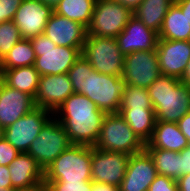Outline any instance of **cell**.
<instances>
[{"label": "cell", "instance_id": "6da1fadb", "mask_svg": "<svg viewBox=\"0 0 190 191\" xmlns=\"http://www.w3.org/2000/svg\"><path fill=\"white\" fill-rule=\"evenodd\" d=\"M67 75L74 93L85 95L106 114L119 112L124 85L121 76L98 73L83 56L73 64Z\"/></svg>", "mask_w": 190, "mask_h": 191}, {"label": "cell", "instance_id": "7a4b0ae2", "mask_svg": "<svg viewBox=\"0 0 190 191\" xmlns=\"http://www.w3.org/2000/svg\"><path fill=\"white\" fill-rule=\"evenodd\" d=\"M54 113L62 115L61 118L58 115V121L63 125L71 144L95 146L106 113L89 98L73 93Z\"/></svg>", "mask_w": 190, "mask_h": 191}, {"label": "cell", "instance_id": "3957f363", "mask_svg": "<svg viewBox=\"0 0 190 191\" xmlns=\"http://www.w3.org/2000/svg\"><path fill=\"white\" fill-rule=\"evenodd\" d=\"M147 90L157 121L177 123L190 112V86L180 79L160 75Z\"/></svg>", "mask_w": 190, "mask_h": 191}, {"label": "cell", "instance_id": "277c9868", "mask_svg": "<svg viewBox=\"0 0 190 191\" xmlns=\"http://www.w3.org/2000/svg\"><path fill=\"white\" fill-rule=\"evenodd\" d=\"M92 146L71 144L44 171V181H92Z\"/></svg>", "mask_w": 190, "mask_h": 191}, {"label": "cell", "instance_id": "5b68a950", "mask_svg": "<svg viewBox=\"0 0 190 191\" xmlns=\"http://www.w3.org/2000/svg\"><path fill=\"white\" fill-rule=\"evenodd\" d=\"M30 41L36 55L33 66L40 76L67 73L82 56V48L57 46L44 34L35 36Z\"/></svg>", "mask_w": 190, "mask_h": 191}, {"label": "cell", "instance_id": "8992f818", "mask_svg": "<svg viewBox=\"0 0 190 191\" xmlns=\"http://www.w3.org/2000/svg\"><path fill=\"white\" fill-rule=\"evenodd\" d=\"M145 145L118 112L104 116L94 147L132 155L145 150Z\"/></svg>", "mask_w": 190, "mask_h": 191}, {"label": "cell", "instance_id": "52a82bcc", "mask_svg": "<svg viewBox=\"0 0 190 191\" xmlns=\"http://www.w3.org/2000/svg\"><path fill=\"white\" fill-rule=\"evenodd\" d=\"M81 55L101 74L122 76L125 56L114 37L88 36Z\"/></svg>", "mask_w": 190, "mask_h": 191}, {"label": "cell", "instance_id": "ba28073f", "mask_svg": "<svg viewBox=\"0 0 190 191\" xmlns=\"http://www.w3.org/2000/svg\"><path fill=\"white\" fill-rule=\"evenodd\" d=\"M132 16L133 12L120 2L97 0L91 23L87 27V34L88 36L116 38Z\"/></svg>", "mask_w": 190, "mask_h": 191}, {"label": "cell", "instance_id": "9c48e42d", "mask_svg": "<svg viewBox=\"0 0 190 191\" xmlns=\"http://www.w3.org/2000/svg\"><path fill=\"white\" fill-rule=\"evenodd\" d=\"M71 145L63 125L55 119H50L37 138L32 142L27 153L37 164L45 169Z\"/></svg>", "mask_w": 190, "mask_h": 191}, {"label": "cell", "instance_id": "30bf717a", "mask_svg": "<svg viewBox=\"0 0 190 191\" xmlns=\"http://www.w3.org/2000/svg\"><path fill=\"white\" fill-rule=\"evenodd\" d=\"M52 111L35 107L28 114L4 129V138L20 153H27L41 129L51 119Z\"/></svg>", "mask_w": 190, "mask_h": 191}, {"label": "cell", "instance_id": "8fae6325", "mask_svg": "<svg viewBox=\"0 0 190 191\" xmlns=\"http://www.w3.org/2000/svg\"><path fill=\"white\" fill-rule=\"evenodd\" d=\"M160 75L156 51H137L125 55L121 76L124 84L148 88Z\"/></svg>", "mask_w": 190, "mask_h": 191}, {"label": "cell", "instance_id": "7c38bea8", "mask_svg": "<svg viewBox=\"0 0 190 191\" xmlns=\"http://www.w3.org/2000/svg\"><path fill=\"white\" fill-rule=\"evenodd\" d=\"M130 155L92 147L91 178L93 182L120 187Z\"/></svg>", "mask_w": 190, "mask_h": 191}, {"label": "cell", "instance_id": "4fadbf2b", "mask_svg": "<svg viewBox=\"0 0 190 191\" xmlns=\"http://www.w3.org/2000/svg\"><path fill=\"white\" fill-rule=\"evenodd\" d=\"M53 12L51 6L38 0H23L12 21L18 27L22 39H31L44 33Z\"/></svg>", "mask_w": 190, "mask_h": 191}, {"label": "cell", "instance_id": "5bb4252c", "mask_svg": "<svg viewBox=\"0 0 190 191\" xmlns=\"http://www.w3.org/2000/svg\"><path fill=\"white\" fill-rule=\"evenodd\" d=\"M74 93L72 83L67 75H42L39 78L36 96V107L54 112Z\"/></svg>", "mask_w": 190, "mask_h": 191}, {"label": "cell", "instance_id": "9a60e30c", "mask_svg": "<svg viewBox=\"0 0 190 191\" xmlns=\"http://www.w3.org/2000/svg\"><path fill=\"white\" fill-rule=\"evenodd\" d=\"M156 52L161 75L181 80L190 59V42L158 39Z\"/></svg>", "mask_w": 190, "mask_h": 191}, {"label": "cell", "instance_id": "2e32d148", "mask_svg": "<svg viewBox=\"0 0 190 191\" xmlns=\"http://www.w3.org/2000/svg\"><path fill=\"white\" fill-rule=\"evenodd\" d=\"M157 175L154 161L146 150L132 154L119 191H148Z\"/></svg>", "mask_w": 190, "mask_h": 191}, {"label": "cell", "instance_id": "e0dca14e", "mask_svg": "<svg viewBox=\"0 0 190 191\" xmlns=\"http://www.w3.org/2000/svg\"><path fill=\"white\" fill-rule=\"evenodd\" d=\"M158 39V33L134 15L116 37L118 47L124 56L137 51H156Z\"/></svg>", "mask_w": 190, "mask_h": 191}, {"label": "cell", "instance_id": "ac0fdd59", "mask_svg": "<svg viewBox=\"0 0 190 191\" xmlns=\"http://www.w3.org/2000/svg\"><path fill=\"white\" fill-rule=\"evenodd\" d=\"M43 34L57 46L73 48H83L88 35L84 25L54 12L49 18Z\"/></svg>", "mask_w": 190, "mask_h": 191}, {"label": "cell", "instance_id": "d6986e66", "mask_svg": "<svg viewBox=\"0 0 190 191\" xmlns=\"http://www.w3.org/2000/svg\"><path fill=\"white\" fill-rule=\"evenodd\" d=\"M36 107L34 98L13 89L4 82L0 85V125L5 129Z\"/></svg>", "mask_w": 190, "mask_h": 191}, {"label": "cell", "instance_id": "ffe728a7", "mask_svg": "<svg viewBox=\"0 0 190 191\" xmlns=\"http://www.w3.org/2000/svg\"><path fill=\"white\" fill-rule=\"evenodd\" d=\"M10 180L14 189L23 190L44 181V171L28 153H19L9 165Z\"/></svg>", "mask_w": 190, "mask_h": 191}, {"label": "cell", "instance_id": "44dd1931", "mask_svg": "<svg viewBox=\"0 0 190 191\" xmlns=\"http://www.w3.org/2000/svg\"><path fill=\"white\" fill-rule=\"evenodd\" d=\"M188 144L187 138L182 134L177 123L156 121L152 137L145 148L181 152Z\"/></svg>", "mask_w": 190, "mask_h": 191}, {"label": "cell", "instance_id": "7402d4cb", "mask_svg": "<svg viewBox=\"0 0 190 191\" xmlns=\"http://www.w3.org/2000/svg\"><path fill=\"white\" fill-rule=\"evenodd\" d=\"M3 70V82L13 89L36 96L40 74L34 66Z\"/></svg>", "mask_w": 190, "mask_h": 191}, {"label": "cell", "instance_id": "603a6c76", "mask_svg": "<svg viewBox=\"0 0 190 191\" xmlns=\"http://www.w3.org/2000/svg\"><path fill=\"white\" fill-rule=\"evenodd\" d=\"M159 39L189 41L190 24L181 9L174 3L164 17L163 25L158 33Z\"/></svg>", "mask_w": 190, "mask_h": 191}, {"label": "cell", "instance_id": "cb8c5ba5", "mask_svg": "<svg viewBox=\"0 0 190 191\" xmlns=\"http://www.w3.org/2000/svg\"><path fill=\"white\" fill-rule=\"evenodd\" d=\"M119 113L145 144L151 139L157 121L154 109H119Z\"/></svg>", "mask_w": 190, "mask_h": 191}, {"label": "cell", "instance_id": "d4e9b609", "mask_svg": "<svg viewBox=\"0 0 190 191\" xmlns=\"http://www.w3.org/2000/svg\"><path fill=\"white\" fill-rule=\"evenodd\" d=\"M173 4L172 0H143L133 11V15L148 28L159 33L164 17Z\"/></svg>", "mask_w": 190, "mask_h": 191}, {"label": "cell", "instance_id": "484cf974", "mask_svg": "<svg viewBox=\"0 0 190 191\" xmlns=\"http://www.w3.org/2000/svg\"><path fill=\"white\" fill-rule=\"evenodd\" d=\"M97 0H61L53 9L54 13L84 25H90Z\"/></svg>", "mask_w": 190, "mask_h": 191}, {"label": "cell", "instance_id": "4316f807", "mask_svg": "<svg viewBox=\"0 0 190 191\" xmlns=\"http://www.w3.org/2000/svg\"><path fill=\"white\" fill-rule=\"evenodd\" d=\"M154 161L157 174L177 180L181 177L180 153L157 148H145Z\"/></svg>", "mask_w": 190, "mask_h": 191}, {"label": "cell", "instance_id": "83f0119b", "mask_svg": "<svg viewBox=\"0 0 190 191\" xmlns=\"http://www.w3.org/2000/svg\"><path fill=\"white\" fill-rule=\"evenodd\" d=\"M36 55L30 39H21L0 61L1 69L33 66Z\"/></svg>", "mask_w": 190, "mask_h": 191}, {"label": "cell", "instance_id": "f1b7e54d", "mask_svg": "<svg viewBox=\"0 0 190 191\" xmlns=\"http://www.w3.org/2000/svg\"><path fill=\"white\" fill-rule=\"evenodd\" d=\"M119 109H154L147 88L123 85Z\"/></svg>", "mask_w": 190, "mask_h": 191}, {"label": "cell", "instance_id": "f546056e", "mask_svg": "<svg viewBox=\"0 0 190 191\" xmlns=\"http://www.w3.org/2000/svg\"><path fill=\"white\" fill-rule=\"evenodd\" d=\"M21 39L19 29L12 20L0 23V61Z\"/></svg>", "mask_w": 190, "mask_h": 191}, {"label": "cell", "instance_id": "4dcf8cb0", "mask_svg": "<svg viewBox=\"0 0 190 191\" xmlns=\"http://www.w3.org/2000/svg\"><path fill=\"white\" fill-rule=\"evenodd\" d=\"M49 191H89L93 181H45Z\"/></svg>", "mask_w": 190, "mask_h": 191}, {"label": "cell", "instance_id": "1f68e13d", "mask_svg": "<svg viewBox=\"0 0 190 191\" xmlns=\"http://www.w3.org/2000/svg\"><path fill=\"white\" fill-rule=\"evenodd\" d=\"M23 0H0V23L11 21Z\"/></svg>", "mask_w": 190, "mask_h": 191}, {"label": "cell", "instance_id": "d6a6232c", "mask_svg": "<svg viewBox=\"0 0 190 191\" xmlns=\"http://www.w3.org/2000/svg\"><path fill=\"white\" fill-rule=\"evenodd\" d=\"M19 153L5 138L0 140V165L9 166Z\"/></svg>", "mask_w": 190, "mask_h": 191}, {"label": "cell", "instance_id": "836d02e7", "mask_svg": "<svg viewBox=\"0 0 190 191\" xmlns=\"http://www.w3.org/2000/svg\"><path fill=\"white\" fill-rule=\"evenodd\" d=\"M148 191H178L177 181L158 174L149 186Z\"/></svg>", "mask_w": 190, "mask_h": 191}, {"label": "cell", "instance_id": "e575fe53", "mask_svg": "<svg viewBox=\"0 0 190 191\" xmlns=\"http://www.w3.org/2000/svg\"><path fill=\"white\" fill-rule=\"evenodd\" d=\"M179 153L181 176L190 174V143Z\"/></svg>", "mask_w": 190, "mask_h": 191}, {"label": "cell", "instance_id": "d590c367", "mask_svg": "<svg viewBox=\"0 0 190 191\" xmlns=\"http://www.w3.org/2000/svg\"><path fill=\"white\" fill-rule=\"evenodd\" d=\"M177 125L182 134L190 143V112L186 113L178 122Z\"/></svg>", "mask_w": 190, "mask_h": 191}, {"label": "cell", "instance_id": "8d00e7d4", "mask_svg": "<svg viewBox=\"0 0 190 191\" xmlns=\"http://www.w3.org/2000/svg\"><path fill=\"white\" fill-rule=\"evenodd\" d=\"M0 186L4 188L12 187L9 166L0 165Z\"/></svg>", "mask_w": 190, "mask_h": 191}, {"label": "cell", "instance_id": "74e56055", "mask_svg": "<svg viewBox=\"0 0 190 191\" xmlns=\"http://www.w3.org/2000/svg\"><path fill=\"white\" fill-rule=\"evenodd\" d=\"M176 181L178 191H190V174L183 175Z\"/></svg>", "mask_w": 190, "mask_h": 191}, {"label": "cell", "instance_id": "f35d334b", "mask_svg": "<svg viewBox=\"0 0 190 191\" xmlns=\"http://www.w3.org/2000/svg\"><path fill=\"white\" fill-rule=\"evenodd\" d=\"M174 3L181 9L183 15L186 16L190 24V0H178Z\"/></svg>", "mask_w": 190, "mask_h": 191}, {"label": "cell", "instance_id": "ab89813d", "mask_svg": "<svg viewBox=\"0 0 190 191\" xmlns=\"http://www.w3.org/2000/svg\"><path fill=\"white\" fill-rule=\"evenodd\" d=\"M118 190L119 188L113 185H108L105 183H98V182H93L92 189H89V191H118Z\"/></svg>", "mask_w": 190, "mask_h": 191}, {"label": "cell", "instance_id": "60d3db41", "mask_svg": "<svg viewBox=\"0 0 190 191\" xmlns=\"http://www.w3.org/2000/svg\"><path fill=\"white\" fill-rule=\"evenodd\" d=\"M122 3L125 7L129 8L132 12L141 4L143 0H114Z\"/></svg>", "mask_w": 190, "mask_h": 191}, {"label": "cell", "instance_id": "b9f144b4", "mask_svg": "<svg viewBox=\"0 0 190 191\" xmlns=\"http://www.w3.org/2000/svg\"><path fill=\"white\" fill-rule=\"evenodd\" d=\"M18 191H49V189H48L46 182L42 181L41 183H39L33 187L26 188L23 190H18Z\"/></svg>", "mask_w": 190, "mask_h": 191}, {"label": "cell", "instance_id": "7bdbcfd3", "mask_svg": "<svg viewBox=\"0 0 190 191\" xmlns=\"http://www.w3.org/2000/svg\"><path fill=\"white\" fill-rule=\"evenodd\" d=\"M180 81L183 82L184 84H187L188 86H190V59L187 62L186 69H185L182 79Z\"/></svg>", "mask_w": 190, "mask_h": 191}, {"label": "cell", "instance_id": "ee69618b", "mask_svg": "<svg viewBox=\"0 0 190 191\" xmlns=\"http://www.w3.org/2000/svg\"><path fill=\"white\" fill-rule=\"evenodd\" d=\"M42 3H44L45 5L51 6L53 9L55 8V6L61 1V0H38Z\"/></svg>", "mask_w": 190, "mask_h": 191}, {"label": "cell", "instance_id": "f6af8a7d", "mask_svg": "<svg viewBox=\"0 0 190 191\" xmlns=\"http://www.w3.org/2000/svg\"><path fill=\"white\" fill-rule=\"evenodd\" d=\"M0 191H17V190L14 189L13 187L4 188V187H1V186H0Z\"/></svg>", "mask_w": 190, "mask_h": 191}, {"label": "cell", "instance_id": "bcb514c9", "mask_svg": "<svg viewBox=\"0 0 190 191\" xmlns=\"http://www.w3.org/2000/svg\"><path fill=\"white\" fill-rule=\"evenodd\" d=\"M4 138V128L0 125V140Z\"/></svg>", "mask_w": 190, "mask_h": 191}, {"label": "cell", "instance_id": "7dc6e473", "mask_svg": "<svg viewBox=\"0 0 190 191\" xmlns=\"http://www.w3.org/2000/svg\"><path fill=\"white\" fill-rule=\"evenodd\" d=\"M3 82V70L0 67V85Z\"/></svg>", "mask_w": 190, "mask_h": 191}]
</instances>
